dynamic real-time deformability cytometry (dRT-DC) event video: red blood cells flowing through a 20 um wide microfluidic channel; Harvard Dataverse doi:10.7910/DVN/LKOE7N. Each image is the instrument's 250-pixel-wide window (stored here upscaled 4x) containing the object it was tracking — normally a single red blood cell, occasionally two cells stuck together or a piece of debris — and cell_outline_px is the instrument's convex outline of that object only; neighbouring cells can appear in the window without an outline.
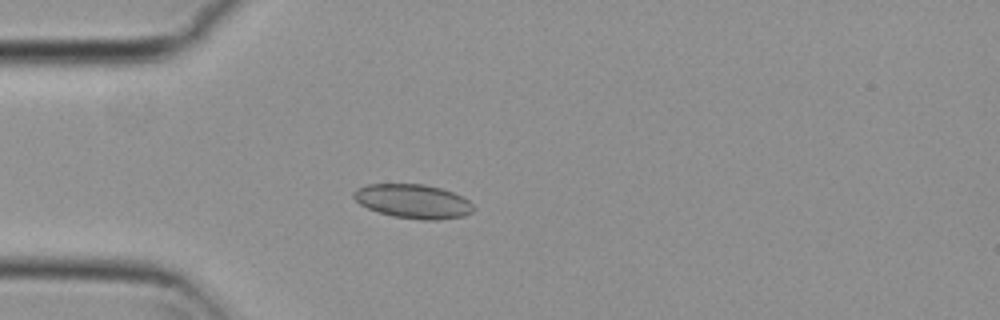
{"species": "common noctule bat (a hibernating species)", "species_latin": "Nyctalus noctula", "temperature_condition": "cold", "stored_images_in_passage": 5, "camera_frame_rate_fps": 3000, "um_per_image_px": 0.085, "animal": {"sex": "female", "body_mass_g": 29.2, "forearm_length_mm": 56.3}, "frame": {"image": 1, "passage_image": 1, "time_ms": 0.0, "image_size_px": [1000, 320], "cell_outline_px": [[476, 208], [472, 212], [464, 216], [436, 220], [424, 220], [392, 216], [368, 208], [360, 204], [352, 196], [352, 192], [356, 188], [368, 184], [424, 184], [440, 188], [452, 192], [468, 200]], "centroid_in_image_um": [35.1, 17.11], "position_along_channel_um": 49.9, "area_um2": 23.76}}